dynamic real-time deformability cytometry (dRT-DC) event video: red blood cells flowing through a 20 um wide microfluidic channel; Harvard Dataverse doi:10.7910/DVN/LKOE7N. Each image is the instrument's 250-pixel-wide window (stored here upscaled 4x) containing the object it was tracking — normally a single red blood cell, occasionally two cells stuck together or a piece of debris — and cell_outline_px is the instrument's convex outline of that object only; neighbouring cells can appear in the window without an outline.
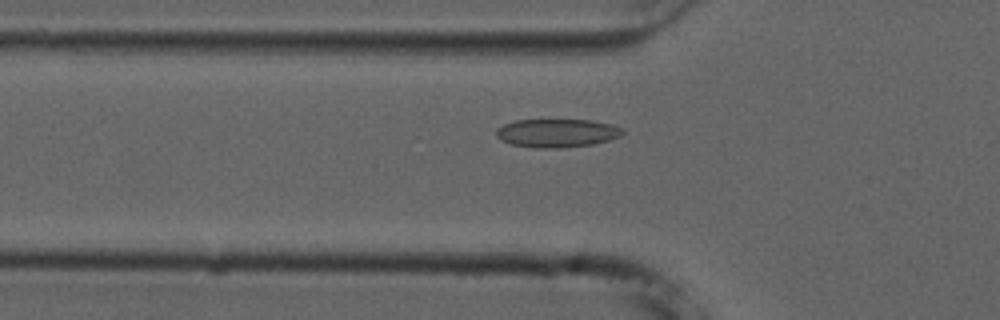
{"species": "common noctule bat (a hibernating species)", "species_latin": "Nyctalus noctula", "temperature_condition": "cold", "stored_images_in_passage": 48, "camera_frame_rate_fps": 3000, "um_per_image_px": 0.085, "animal": {"sex": "male", "forearm_length_mm": 52.5}, "frame": {"image": 1, "passage_image": 12, "time_ms": 3.667, "image_size_px": [1000, 320], "cell_outline_px": [[624, 132], [620, 136], [608, 140], [592, 144], [560, 148], [532, 148], [512, 144], [500, 140], [496, 136], [496, 128], [504, 124], [516, 120], [592, 120], [612, 124], [624, 128]], "centroid_in_image_um": [47.33, 11.31], "position_along_channel_um": 78.5, "area_um2": 21.04}}
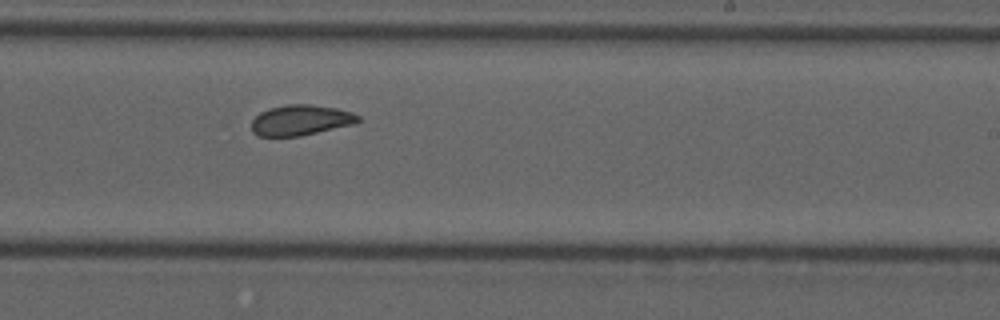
{"frame": {"image": 2, "passage_image": 27, "time_ms": 8.667, "image_size_px": [1000, 320], "cell_outline_px": [[360, 120], [352, 124], [300, 136], [256, 136], [252, 132], [252, 120], [260, 112], [268, 108], [288, 104], [308, 104], [336, 108], [352, 112], [360, 116]], "centroid_in_image_um": [25.52, 10.21], "position_along_channel_um": 263.5, "area_um2": 18.84}}
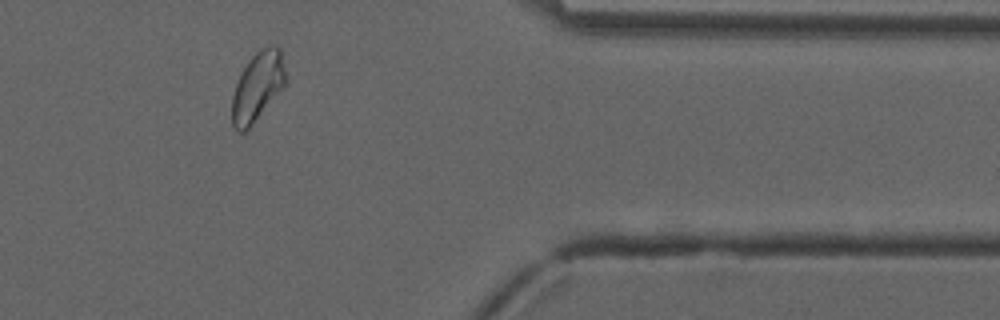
{"frame": {"image": 3, "passage_image": 39, "time_ms": 12.667, "image_size_px": [1000, 320], "cell_outline_px": [[288, 80], [248, 128], [244, 132], [236, 132], [232, 124], [232, 96], [236, 84], [244, 68], [252, 56], [260, 48], [280, 48]], "centroid_in_image_um": [21.88, 7.37], "position_along_channel_um": 389.5, "area_um2": 20.92}, "authors_computed_cell_mechanics": {"area_um2": 20.4323, "velocity_mm_per_s": 3.7022, "shape_relaxation_time_tau1_ms": null, "shape_relaxation_time_tau2_ms": 2.4738, "deformation_change_tau1": null, "deformation_change_tau2": 0.0545}}